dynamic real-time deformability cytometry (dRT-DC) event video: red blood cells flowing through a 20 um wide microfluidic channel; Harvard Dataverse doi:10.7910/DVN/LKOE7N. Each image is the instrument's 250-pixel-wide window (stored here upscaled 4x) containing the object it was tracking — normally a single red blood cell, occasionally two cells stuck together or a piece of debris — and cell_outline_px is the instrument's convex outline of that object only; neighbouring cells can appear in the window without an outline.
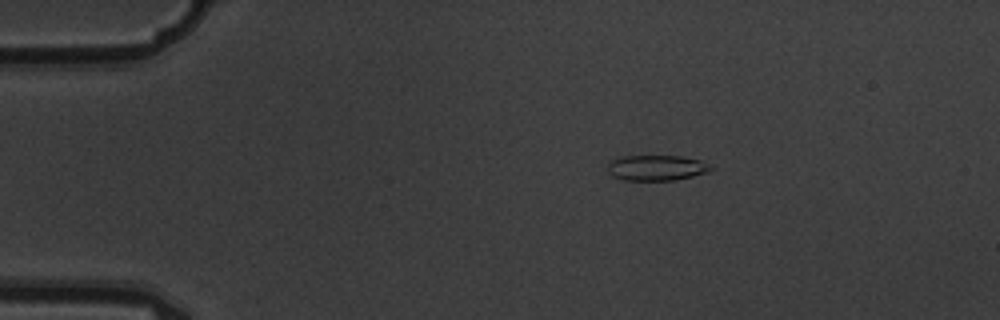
{"species": "common noctule bat (a hibernating species)", "species_latin": "Nyctalus noctula", "temperature_condition": "warm", "stored_images_in_passage": 4, "camera_frame_rate_fps": 3000, "um_per_image_px": 0.085, "animal": {"sex": "male", "body_mass_g": 19.5, "forearm_length_mm": 54.6}, "frame": {"image": 1, "passage_image": 3, "time_ms": 0.667, "image_size_px": [1000, 320], "cell_outline_px": [[716, 168], [708, 172], [676, 180], [624, 180], [612, 176], [608, 172], [608, 164], [612, 160], [620, 156], [680, 156], [700, 160]], "centroid_in_image_um": [55.81, 14.26], "position_along_channel_um": 29.2, "area_um2": 15.37}}